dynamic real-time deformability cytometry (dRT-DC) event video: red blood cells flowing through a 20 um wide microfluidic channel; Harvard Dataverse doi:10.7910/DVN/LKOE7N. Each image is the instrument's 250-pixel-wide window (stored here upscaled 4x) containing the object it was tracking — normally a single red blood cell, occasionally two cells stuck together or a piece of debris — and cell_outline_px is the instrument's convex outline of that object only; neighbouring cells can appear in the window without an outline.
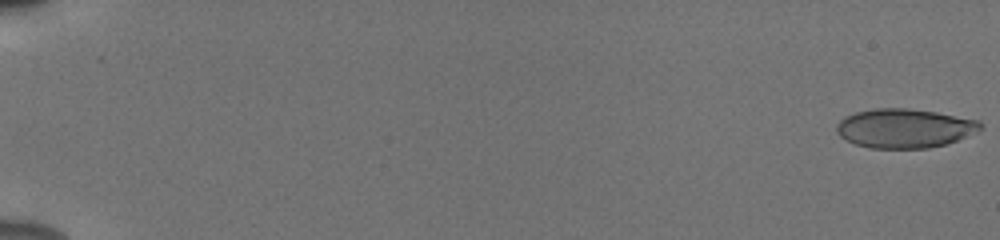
{"species": "human", "species_latin": "Homo sapiens", "temperature_condition": "cold", "stored_images_in_passage": 55, "camera_frame_rate_fps": 3000, "um_per_image_px": 0.085, "donor": {"sex": "male"}, "frame": {"image": 1, "passage_image": 1, "time_ms": 0.0, "image_size_px": [1000, 240], "cell_outline_px": [[984, 128], [976, 132], [948, 144], [928, 148], [868, 148], [856, 144], [840, 136], [836, 132], [836, 124], [844, 116], [856, 112], [876, 108], [908, 108], [936, 112], [980, 120], [984, 124]], "centroid_in_image_um": [76.91, 10.9], "position_along_channel_um": 8.1, "area_um2": 33.06}}
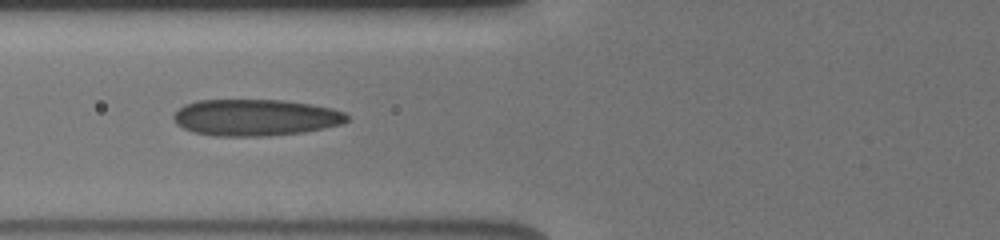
{"frame": {"image": 2, "passage_image": 24, "time_ms": 7.667, "image_size_px": [1000, 240], "cell_outline_px": [[348, 120], [340, 124], [304, 132], [268, 136], [216, 136], [192, 132], [176, 124], [172, 116], [184, 104], [196, 100], [284, 100], [332, 108], [344, 112], [348, 116]], "centroid_in_image_um": [21.68, 9.99], "position_along_channel_um": 104.1, "area_um2": 36.93}}
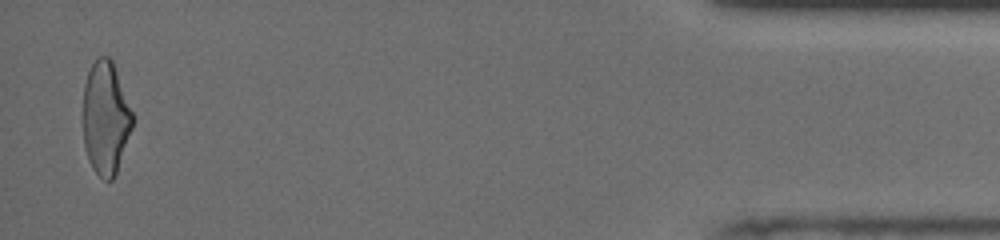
{"frame": {"image": 3, "passage_image": 54, "time_ms": 17.667, "image_size_px": [1000, 240], "cell_outline_px": [[132, 128], [116, 172], [112, 180], [104, 180], [92, 168], [88, 160], [84, 144], [84, 84], [88, 72], [92, 64], [100, 56], [108, 56], [112, 60], [132, 112]], "centroid_in_image_um": [8.97, 10.04], "position_along_channel_um": 426.2, "area_um2": 32.02}, "authors_computed_cell_mechanics": {"area_um2": 34.7378, "velocity_mm_per_s": 3.9149, "shape_relaxation_time_tau1_ms": 6.6731, "shape_relaxation_time_tau2_ms": 1.3173, "deformation_change_tau1": 0.1899, "deformation_change_tau2": 0.0945}}